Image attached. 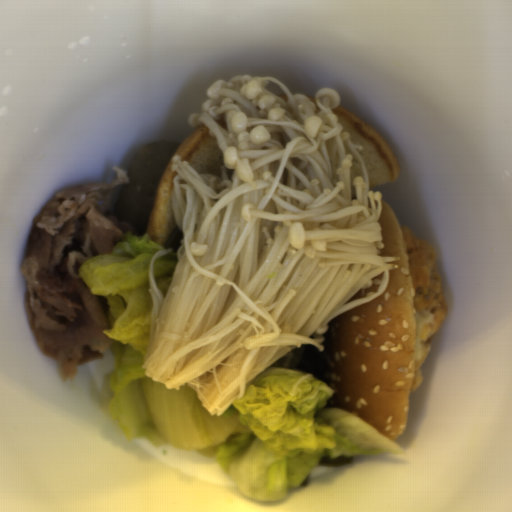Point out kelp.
<instances>
[{
  "mask_svg": "<svg viewBox=\"0 0 512 512\" xmlns=\"http://www.w3.org/2000/svg\"><path fill=\"white\" fill-rule=\"evenodd\" d=\"M354 461L353 455H339L336 457L323 456L319 458L318 465L323 467L344 466Z\"/></svg>",
  "mask_w": 512,
  "mask_h": 512,
  "instance_id": "99668d17",
  "label": "kelp"
}]
</instances>
